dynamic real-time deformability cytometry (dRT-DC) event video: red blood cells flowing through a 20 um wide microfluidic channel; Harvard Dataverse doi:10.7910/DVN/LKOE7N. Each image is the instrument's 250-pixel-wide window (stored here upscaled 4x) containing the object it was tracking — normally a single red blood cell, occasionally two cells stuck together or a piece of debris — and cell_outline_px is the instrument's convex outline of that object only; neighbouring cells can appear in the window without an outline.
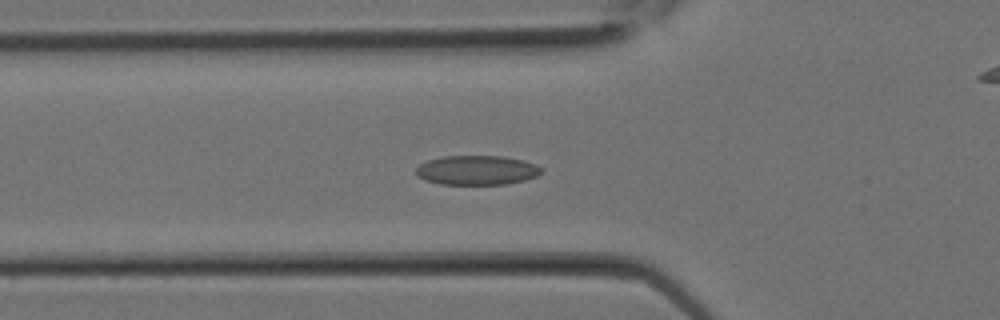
{"species": "Egyptian fruit bat (a non-hibernating species)", "species_latin": "Rousettus aegyptiacus", "temperature_condition": "room temperature", "stored_images_in_passage": 6, "camera_frame_rate_fps": 3000, "um_per_image_px": 0.085, "animal": {"sex": "female"}, "frame": {"image": 1, "passage_image": 4, "time_ms": 1.0, "image_size_px": [1000, 320], "cell_outline_px": [[544, 172], [536, 176], [524, 180], [504, 184], [440, 184], [424, 180], [416, 176], [416, 168], [420, 164], [428, 160], [444, 156], [500, 156], [524, 160], [536, 164], [544, 168]], "centroid_in_image_um": [40.55, 14.46], "position_along_channel_um": 85.3, "area_um2": 21.62}}
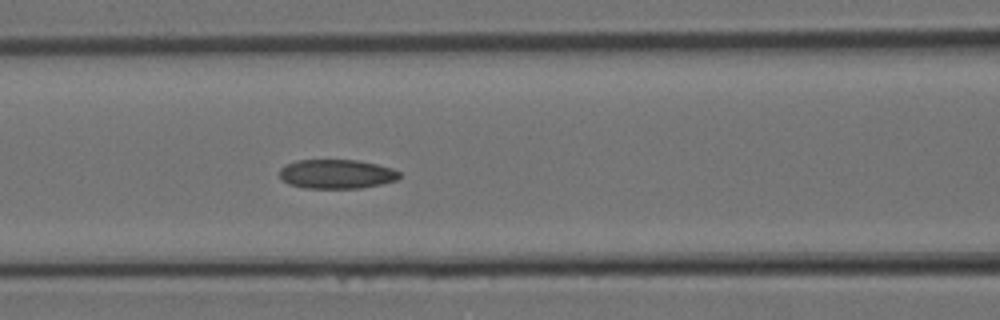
{"frame": {"image": 2, "passage_image": 6, "time_ms": 1.667, "image_size_px": [1000, 320], "cell_outline_px": [[400, 176], [396, 180], [380, 184], [360, 188], [304, 188], [288, 184], [280, 176], [280, 168], [284, 164], [296, 160], [360, 160], [392, 168], [400, 172]], "centroid_in_image_um": [28.59, 14.78], "position_along_channel_um": 138.0, "area_um2": 20.46}}